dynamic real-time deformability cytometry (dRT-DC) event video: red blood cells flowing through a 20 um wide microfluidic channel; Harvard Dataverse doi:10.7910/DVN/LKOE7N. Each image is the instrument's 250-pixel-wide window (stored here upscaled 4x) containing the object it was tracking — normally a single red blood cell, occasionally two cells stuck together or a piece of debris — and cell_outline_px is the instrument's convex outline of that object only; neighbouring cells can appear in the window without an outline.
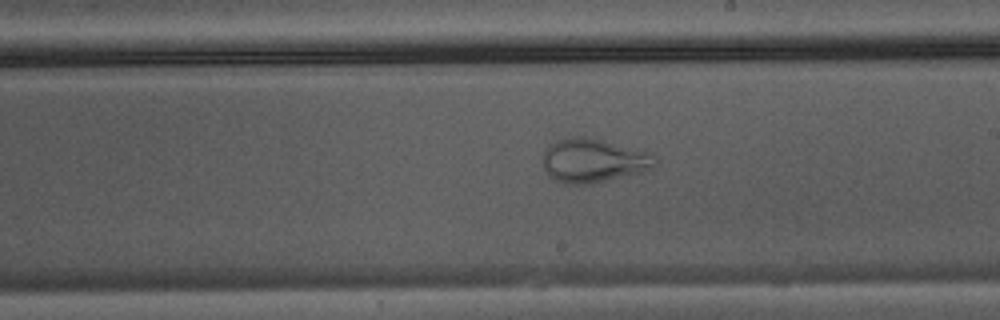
{"species": "Egyptian fruit bat (a non-hibernating species)", "species_latin": "Rousettus aegyptiacus", "temperature_condition": "warm", "stored_images_in_passage": 33, "camera_frame_rate_fps": 3000, "um_per_image_px": 0.085, "animal": {"sex": "male"}, "frame": {"image": 1, "passage_image": 14, "time_ms": 4.333, "image_size_px": [1000, 320], "cell_outline_px": [[656, 160], [652, 168], [640, 172], [588, 184], [568, 184], [556, 180], [548, 176], [544, 168], [544, 152], [556, 140], [572, 136], [584, 136], [604, 140], [652, 152], [656, 156]], "centroid_in_image_um": [50.45, 13.62], "position_along_channel_um": 238.5, "area_um2": 28.55}}
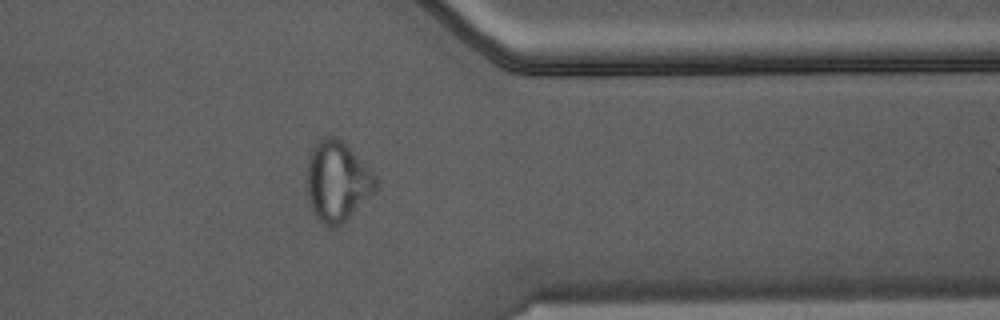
{"frame": {"image": 2, "passage_image": 24, "time_ms": 7.667, "image_size_px": [1000, 320], "cell_outline_px": [[376, 188], [340, 224], [324, 224], [316, 216], [312, 208], [308, 196], [308, 160], [312, 148], [324, 136], [336, 136], [376, 176]], "centroid_in_image_um": [28.63, 15.36], "position_along_channel_um": 382.8, "area_um2": 30.52}}